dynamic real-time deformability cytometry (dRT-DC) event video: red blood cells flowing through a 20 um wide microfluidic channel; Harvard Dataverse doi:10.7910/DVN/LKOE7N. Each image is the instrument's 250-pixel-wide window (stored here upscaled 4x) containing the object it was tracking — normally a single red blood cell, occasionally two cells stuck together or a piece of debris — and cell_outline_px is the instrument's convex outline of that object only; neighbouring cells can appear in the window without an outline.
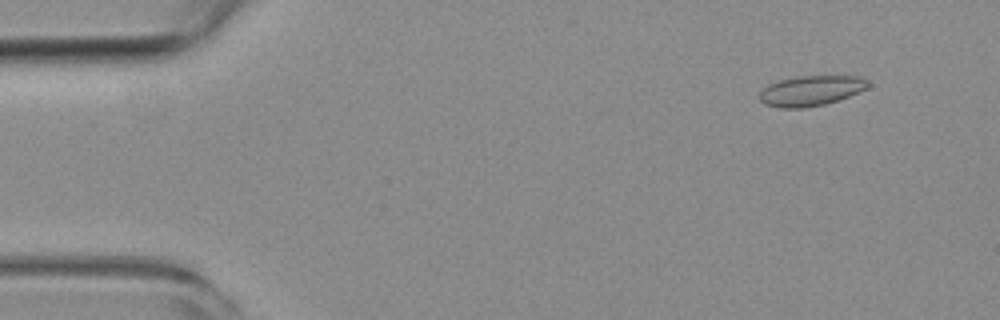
{"species": "common noctule bat (a hibernating species)", "species_latin": "Nyctalus noctula", "temperature_condition": "room temperature", "stored_images_in_passage": 3, "camera_frame_rate_fps": 3000, "um_per_image_px": 0.085, "animal": {"sex": "female", "body_mass_g": 19.3, "forearm_length_mm": 54.1}, "frame": {"image": 1, "passage_image": 1, "time_ms": 0.0, "image_size_px": [1000, 320], "cell_outline_px": [[872, 84], [868, 88], [848, 96], [824, 104], [804, 108], [780, 108], [764, 104], [760, 100], [760, 92], [768, 84], [776, 80], [796, 76], [860, 76], [868, 80]], "centroid_in_image_um": [68.93, 7.7], "position_along_channel_um": 16.1, "area_um2": 19.25}}
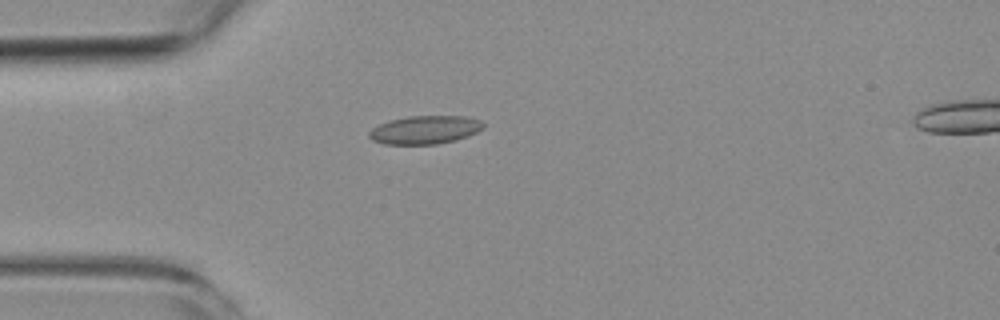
{"frame": {"image": 2, "passage_image": 3, "time_ms": 3.333, "image_size_px": [1000, 320], "cell_outline_px": [[484, 128], [468, 136], [456, 140], [436, 144], [384, 144], [372, 140], [368, 136], [368, 132], [372, 128], [388, 120], [408, 116], [468, 116], [480, 120], [484, 124]], "centroid_in_image_um": [36.12, 11.03], "position_along_channel_um": 48.9, "area_um2": 18.96}}